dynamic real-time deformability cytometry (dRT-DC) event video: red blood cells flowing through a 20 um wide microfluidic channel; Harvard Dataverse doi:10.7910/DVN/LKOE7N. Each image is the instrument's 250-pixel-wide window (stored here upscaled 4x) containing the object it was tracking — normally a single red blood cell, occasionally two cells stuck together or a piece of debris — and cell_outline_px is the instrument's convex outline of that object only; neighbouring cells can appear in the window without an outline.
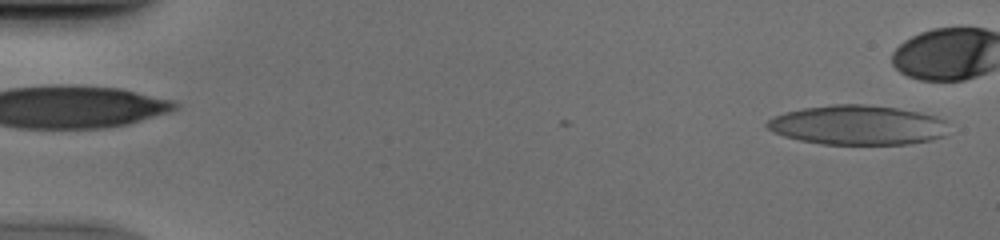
{"species": "human", "species_latin": "Homo sapiens", "temperature_condition": "cold", "stored_images_in_passage": 41, "camera_frame_rate_fps": 3000, "um_per_image_px": 0.085, "donor": {"sex": "male"}, "frame": {"image": 1, "passage_image": 1, "time_ms": 0.0, "image_size_px": [1000, 240], "cell_outline_px": [[944, 136], [932, 140], [908, 144], [820, 144], [800, 140], [784, 136], [768, 128], [764, 124], [772, 116], [784, 112], [804, 108], [832, 104], [864, 104], [896, 108], [936, 116], [944, 120]], "centroid_in_image_um": [72.84, 10.63], "position_along_channel_um": 12.2, "area_um2": 41.62}}
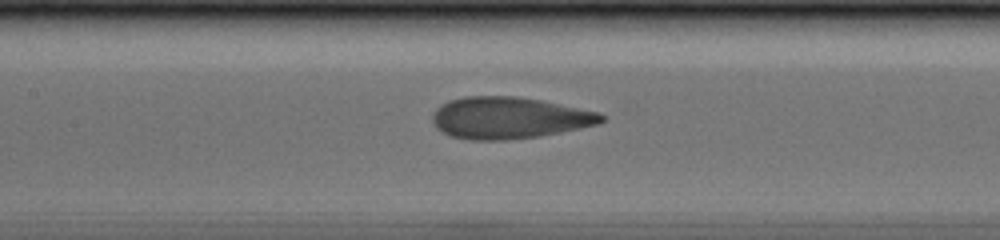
{"frame": {"image": 2, "passage_image": 24, "time_ms": 7.667, "image_size_px": [1000, 240], "cell_outline_px": [[604, 120], [596, 124], [580, 128], [540, 136], [504, 140], [468, 140], [452, 136], [436, 128], [432, 120], [432, 116], [436, 108], [440, 104], [448, 100], [464, 96], [516, 96], [540, 100], [600, 112], [604, 116]], "centroid_in_image_um": [43.23, 10.01], "position_along_channel_um": 164.2, "area_um2": 41.04}}
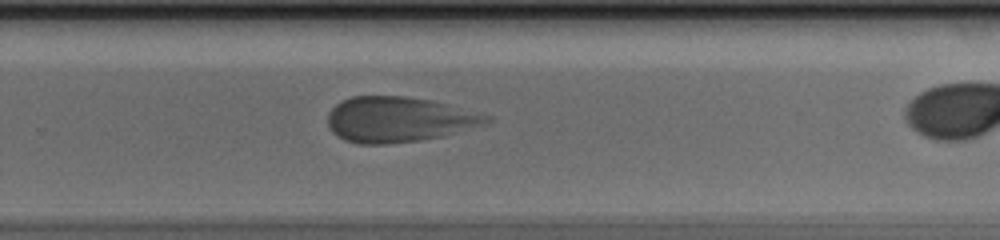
{"frame": {"image": 3, "passage_image": 34, "time_ms": 11.0, "image_size_px": [1000, 240], "cell_outline_px": [[496, 120], [484, 124], [440, 136], [420, 140], [384, 144], [360, 144], [344, 140], [332, 132], [328, 124], [328, 112], [340, 100], [352, 96], [404, 96], [432, 100], [492, 116]], "centroid_in_image_um": [33.87, 10.14], "position_along_channel_um": 295.9, "area_um2": 41.85}}